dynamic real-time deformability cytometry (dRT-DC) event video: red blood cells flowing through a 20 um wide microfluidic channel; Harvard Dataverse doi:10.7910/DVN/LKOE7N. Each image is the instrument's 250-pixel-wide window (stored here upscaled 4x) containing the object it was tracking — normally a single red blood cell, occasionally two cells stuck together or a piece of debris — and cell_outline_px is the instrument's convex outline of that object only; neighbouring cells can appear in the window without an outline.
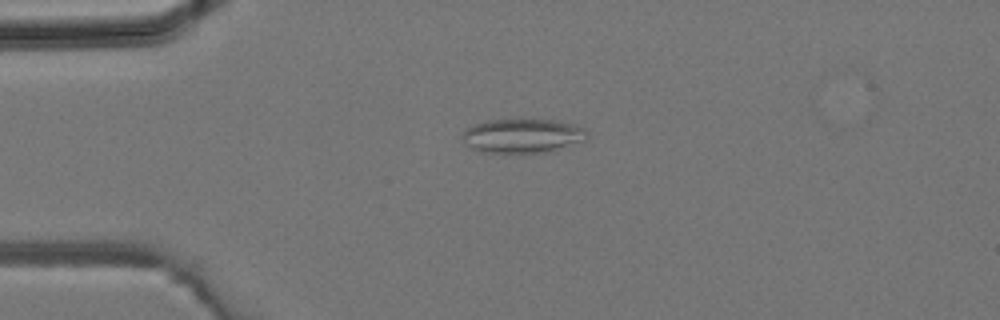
{"species": "common noctule bat (a hibernating species)", "species_latin": "Nyctalus noctula", "temperature_condition": "room temperature", "stored_images_in_passage": 3, "camera_frame_rate_fps": 3000, "um_per_image_px": 0.085, "animal": {"sex": "male", "body_mass_g": 19.2, "forearm_length_mm": 51.8}, "frame": {"image": 1, "passage_image": 3, "time_ms": 0.667, "image_size_px": [1000, 320], "cell_outline_px": [[588, 136], [584, 140], [552, 152], [520, 156], [480, 152], [464, 144], [460, 136], [464, 128], [472, 124], [488, 120], [520, 116], [560, 120], [584, 128], [588, 132]], "centroid_in_image_um": [44.36, 11.54], "position_along_channel_um": 40.6, "area_um2": 27.17}}